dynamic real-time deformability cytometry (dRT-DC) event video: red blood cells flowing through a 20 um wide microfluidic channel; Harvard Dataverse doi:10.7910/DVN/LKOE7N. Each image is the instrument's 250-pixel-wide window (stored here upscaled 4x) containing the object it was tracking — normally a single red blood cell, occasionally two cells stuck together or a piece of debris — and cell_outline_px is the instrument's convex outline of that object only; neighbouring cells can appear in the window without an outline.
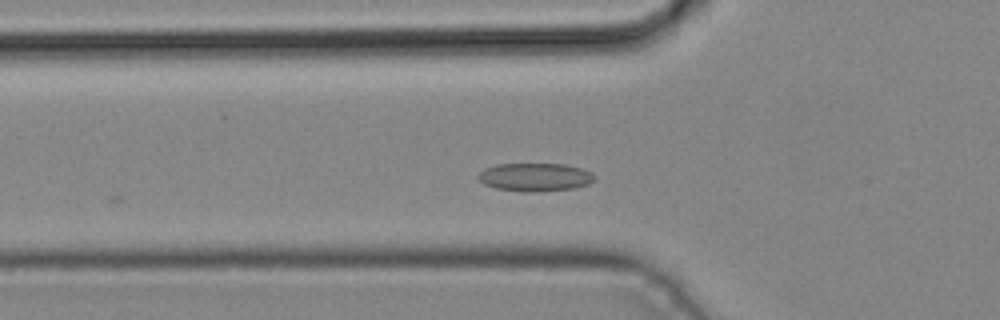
{"species": "common noctule bat (a hibernating species)", "species_latin": "Nyctalus noctula", "temperature_condition": "cold", "stored_images_in_passage": 27, "camera_frame_rate_fps": 3000, "um_per_image_px": 0.085, "animal": {"sex": "male", "body_mass_g": 19.2, "forearm_length_mm": 51.8}, "frame": {"image": 1, "passage_image": 4, "time_ms": 1.0, "image_size_px": [1000, 320], "cell_outline_px": [[596, 176], [588, 184], [572, 188], [528, 192], [496, 188], [484, 184], [476, 176], [484, 168], [496, 164], [564, 164], [580, 168], [592, 172]], "centroid_in_image_um": [45.45, 15.04], "position_along_channel_um": 80.3, "area_um2": 18.9}}
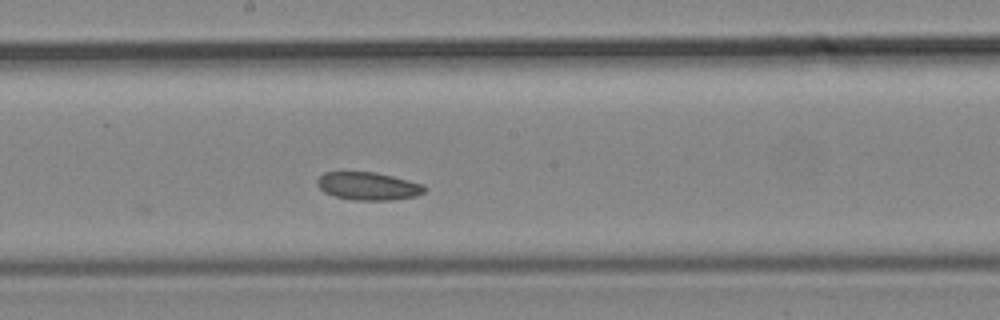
{"frame": {"image": 2, "passage_image": 13, "time_ms": 4.0, "image_size_px": [1000, 320], "cell_outline_px": [[428, 188], [424, 192], [416, 196], [392, 200], [356, 200], [336, 196], [324, 192], [316, 184], [316, 180], [324, 172], [376, 172], [424, 184]], "centroid_in_image_um": [31.32, 15.81], "position_along_channel_um": 216.9, "area_um2": 17.46}}
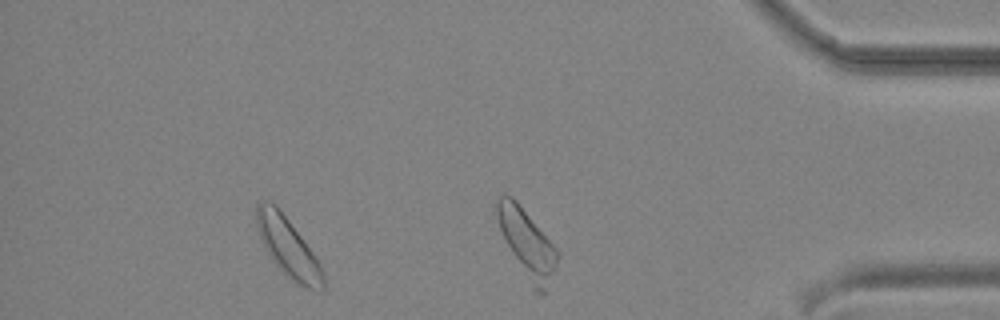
{"frame": {"image": 3, "passage_image": 26, "time_ms": 8.333, "image_size_px": [1000, 320], "cell_outline_px": [[324, 288], [316, 292], [292, 280], [276, 264], [268, 252], [256, 228], [256, 204], [260, 200], [272, 200], [276, 204], [312, 252], [320, 264], [324, 272]], "centroid_in_image_um": [24.47, 20.98], "position_along_channel_um": 410.7, "area_um2": 22.54}}